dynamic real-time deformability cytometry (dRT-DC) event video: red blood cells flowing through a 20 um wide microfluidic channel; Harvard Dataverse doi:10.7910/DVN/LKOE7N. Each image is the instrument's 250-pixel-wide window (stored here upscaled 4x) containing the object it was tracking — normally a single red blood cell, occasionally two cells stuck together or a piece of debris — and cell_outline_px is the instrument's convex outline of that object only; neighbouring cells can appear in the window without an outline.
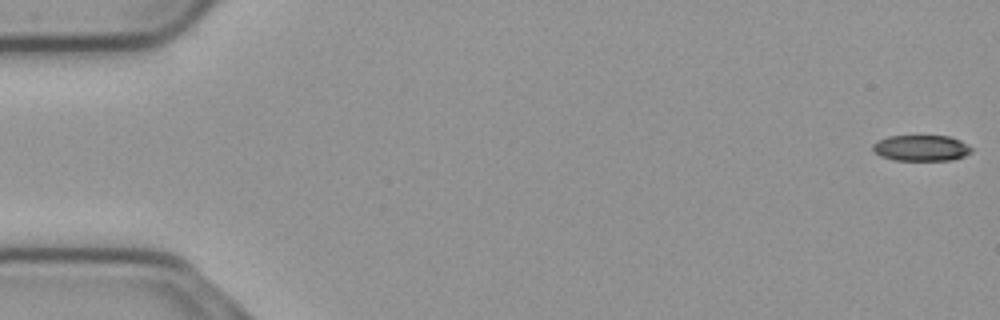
{"species": "common noctule bat (a hibernating species)", "species_latin": "Nyctalus noctula", "temperature_condition": "cold", "stored_images_in_passage": 13, "camera_frame_rate_fps": 3000, "um_per_image_px": 0.085, "animal": {"sex": "male", "body_mass_g": 23.1, "forearm_length_mm": 52.7}, "frame": {"image": 1, "passage_image": 1, "time_ms": 0.0, "image_size_px": [1000, 320], "cell_outline_px": [[972, 152], [964, 156], [952, 160], [892, 160], [880, 156], [872, 148], [872, 144], [888, 136], [948, 136], [960, 140], [968, 144], [972, 148]], "centroid_in_image_um": [78.32, 12.59], "position_along_channel_um": 6.7, "area_um2": 14.91}}